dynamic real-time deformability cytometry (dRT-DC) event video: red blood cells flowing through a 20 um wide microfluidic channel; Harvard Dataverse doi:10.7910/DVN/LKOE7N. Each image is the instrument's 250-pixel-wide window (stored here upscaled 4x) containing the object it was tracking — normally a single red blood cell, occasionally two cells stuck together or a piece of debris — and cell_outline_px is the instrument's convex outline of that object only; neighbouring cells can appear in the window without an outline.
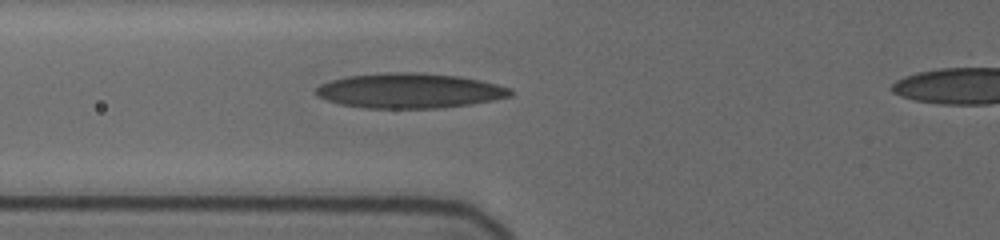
{"species": "human", "species_latin": "Homo sapiens", "temperature_condition": "cold", "stored_images_in_passage": 4, "segment_of_instrument_passage": [1, 2], "camera_frame_rate_fps": 3000, "um_per_image_px": 0.085, "donor": {"sex": "female"}, "frame": {"image": 1, "passage_image": 3, "time_ms": 1.667, "image_size_px": [1000, 240], "cell_outline_px": [[512, 96], [492, 100], [468, 104], [436, 108], [364, 108], [340, 104], [316, 96], [316, 88], [320, 84], [332, 80], [348, 76], [384, 72], [412, 72], [460, 76], [480, 80], [496, 84], [508, 88], [512, 92]], "centroid_in_image_um": [34.78, 7.7], "position_along_channel_um": 91.0, "area_um2": 39.36}}